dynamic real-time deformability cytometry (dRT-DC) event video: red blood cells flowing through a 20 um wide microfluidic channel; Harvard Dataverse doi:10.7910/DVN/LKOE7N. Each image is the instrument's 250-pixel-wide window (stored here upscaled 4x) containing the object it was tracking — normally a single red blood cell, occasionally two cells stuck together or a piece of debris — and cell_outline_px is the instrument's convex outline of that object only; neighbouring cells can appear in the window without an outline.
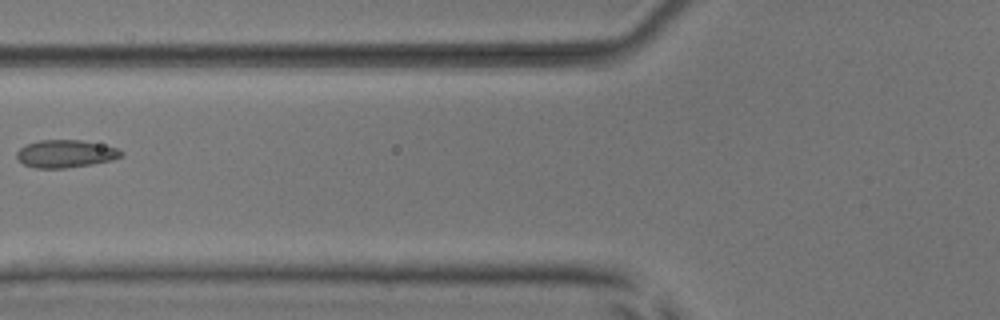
{"species": "common noctule bat (a hibernating species)", "species_latin": "Nyctalus noctula", "temperature_condition": "room temperature", "stored_images_in_passage": 7, "camera_frame_rate_fps": 3000, "um_per_image_px": 0.085, "animal": {"sex": "male", "body_mass_g": 17.9, "forearm_length_mm": 54.2}, "frame": {"image": 1, "passage_image": 6, "time_ms": 6.667, "image_size_px": [1000, 320], "cell_outline_px": [[124, 156], [112, 160], [92, 164], [64, 168], [36, 168], [24, 164], [16, 156], [16, 152], [20, 148], [28, 144], [40, 140], [80, 140], [100, 144], [116, 148], [124, 152]], "centroid_in_image_um": [5.59, 13.07], "position_along_channel_um": 120.2, "area_um2": 16.7}}
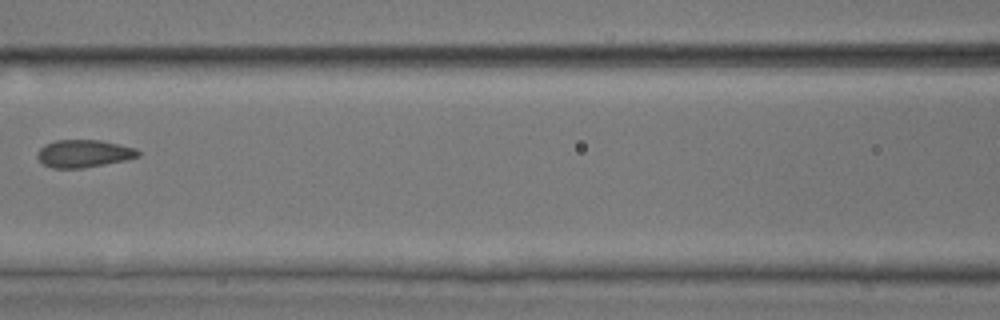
{"frame": {"image": 2, "passage_image": 7, "time_ms": 7.667, "image_size_px": [1000, 320], "cell_outline_px": [[140, 156], [124, 160], [84, 168], [52, 168], [44, 164], [36, 156], [36, 152], [44, 144], [56, 140], [100, 140], [136, 148], [140, 152]], "centroid_in_image_um": [7.1, 13.05], "position_along_channel_um": 159.5, "area_um2": 16.18}}